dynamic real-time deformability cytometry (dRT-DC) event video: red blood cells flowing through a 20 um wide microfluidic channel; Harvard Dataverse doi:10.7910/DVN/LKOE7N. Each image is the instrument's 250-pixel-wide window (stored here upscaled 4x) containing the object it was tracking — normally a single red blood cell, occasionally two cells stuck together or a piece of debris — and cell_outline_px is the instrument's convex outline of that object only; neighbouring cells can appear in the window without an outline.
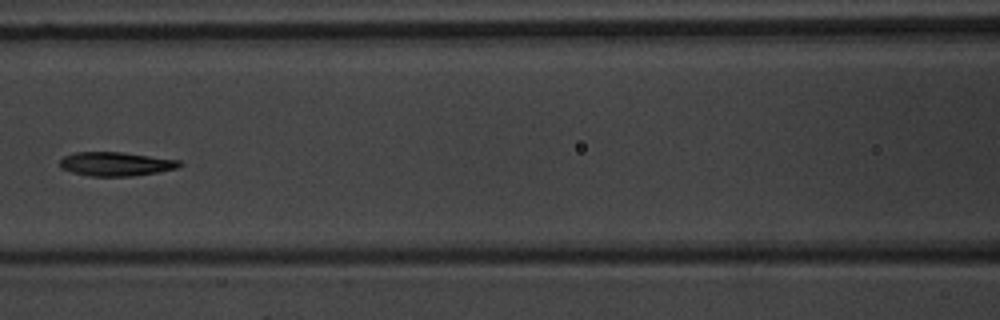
{"species": "common noctule bat (a hibernating species)", "species_latin": "Nyctalus noctula", "temperature_condition": "warm", "stored_images_in_passage": 3, "camera_frame_rate_fps": 3000, "um_per_image_px": 0.085, "animal": {"sex": "male", "body_mass_g": 20.1, "forearm_length_mm": 53.5}, "frame": {"image": 1, "passage_image": 3, "time_ms": 2.333, "image_size_px": [1000, 320], "cell_outline_px": [[184, 164], [180, 168], [132, 176], [88, 176], [72, 172], [60, 168], [60, 160], [64, 156], [76, 152], [124, 152], [180, 160]], "centroid_in_image_um": [9.88, 13.93], "position_along_channel_um": 156.7, "area_um2": 16.82}}